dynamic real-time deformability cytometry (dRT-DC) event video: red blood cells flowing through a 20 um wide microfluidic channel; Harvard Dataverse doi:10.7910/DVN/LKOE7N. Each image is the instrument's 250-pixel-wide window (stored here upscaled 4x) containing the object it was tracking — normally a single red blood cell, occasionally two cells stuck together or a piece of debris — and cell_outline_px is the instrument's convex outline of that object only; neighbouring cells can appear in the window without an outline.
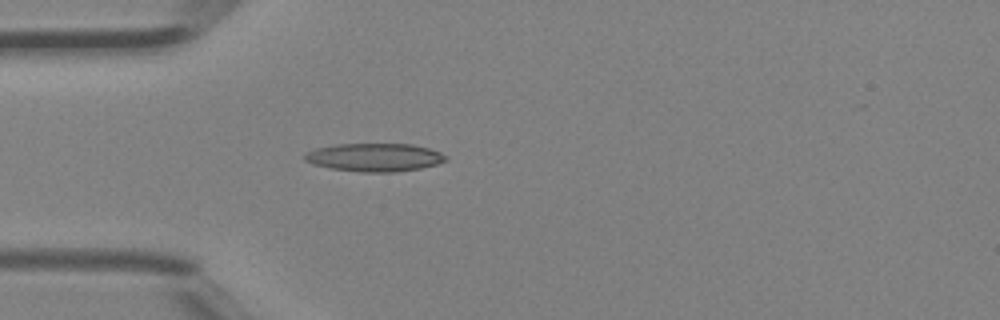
{"species": "Egyptian fruit bat (a non-hibernating species)", "species_latin": "Rousettus aegyptiacus", "temperature_condition": "room temperature", "stored_images_in_passage": 3, "camera_frame_rate_fps": 3000, "um_per_image_px": 0.085, "animal": {"sex": "female"}, "frame": {"image": 1, "passage_image": 3, "time_ms": 0.667, "image_size_px": [1000, 320], "cell_outline_px": [[448, 160], [436, 164], [420, 168], [396, 172], [364, 172], [332, 168], [312, 164], [304, 160], [304, 156], [308, 152], [316, 148], [336, 144], [412, 144], [428, 148], [440, 152], [448, 156]], "centroid_in_image_um": [31.86, 13.37], "position_along_channel_um": 53.1, "area_um2": 23.06}}